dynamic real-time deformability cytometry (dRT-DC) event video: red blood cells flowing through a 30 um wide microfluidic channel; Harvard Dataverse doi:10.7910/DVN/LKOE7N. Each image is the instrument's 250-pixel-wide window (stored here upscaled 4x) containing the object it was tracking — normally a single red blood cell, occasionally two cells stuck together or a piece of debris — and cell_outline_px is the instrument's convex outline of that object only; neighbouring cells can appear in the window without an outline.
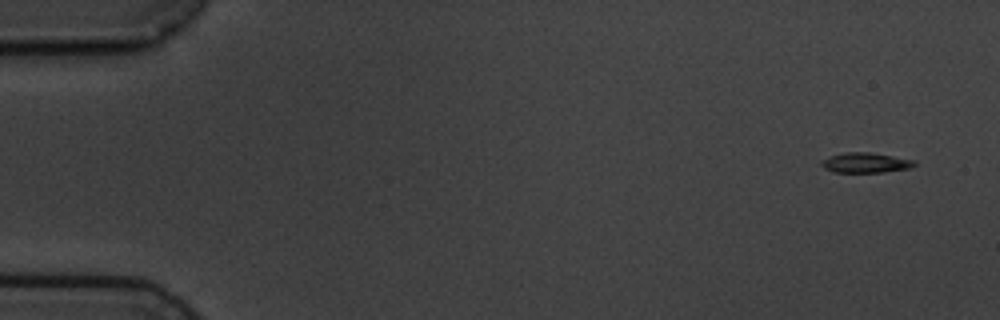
{"species": "common noctule bat (a hibernating species)", "species_latin": "Nyctalus noctula", "temperature_condition": "cold", "stored_images_in_passage": 5, "camera_frame_rate_fps": 3000, "um_per_image_px": 0.085, "animal": {"sex": "male", "body_mass_g": 19.5, "forearm_length_mm": 54.6}, "frame": {"image": 1, "passage_image": 1, "time_ms": 0.0, "image_size_px": [1000, 320], "cell_outline_px": [[916, 164], [908, 168], [884, 172], [832, 172], [824, 168], [820, 164], [820, 160], [844, 152], [868, 152], [916, 160]], "centroid_in_image_um": [73.54, 13.83], "position_along_channel_um": 11.5, "area_um2": 10.81}}
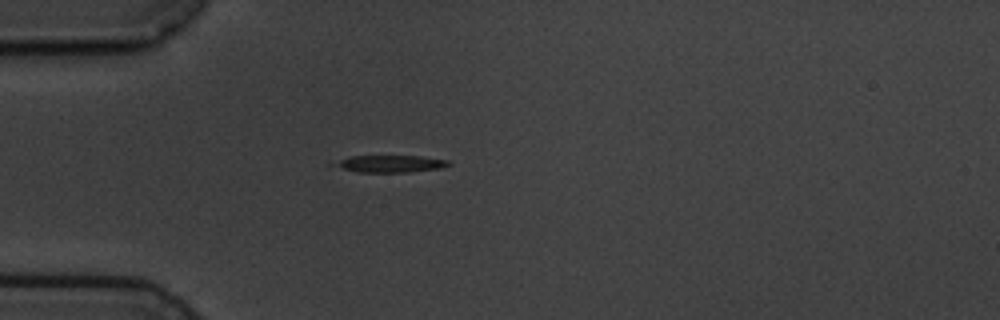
{"frame": {"image": 2, "passage_image": 5, "time_ms": 4.333, "image_size_px": [1000, 320], "cell_outline_px": [[452, 164], [440, 168], [408, 172], [356, 172], [344, 168], [336, 164], [340, 160], [352, 156], [420, 156], [448, 160]], "centroid_in_image_um": [33.29, 13.92], "position_along_channel_um": 51.7, "area_um2": 10.98}}